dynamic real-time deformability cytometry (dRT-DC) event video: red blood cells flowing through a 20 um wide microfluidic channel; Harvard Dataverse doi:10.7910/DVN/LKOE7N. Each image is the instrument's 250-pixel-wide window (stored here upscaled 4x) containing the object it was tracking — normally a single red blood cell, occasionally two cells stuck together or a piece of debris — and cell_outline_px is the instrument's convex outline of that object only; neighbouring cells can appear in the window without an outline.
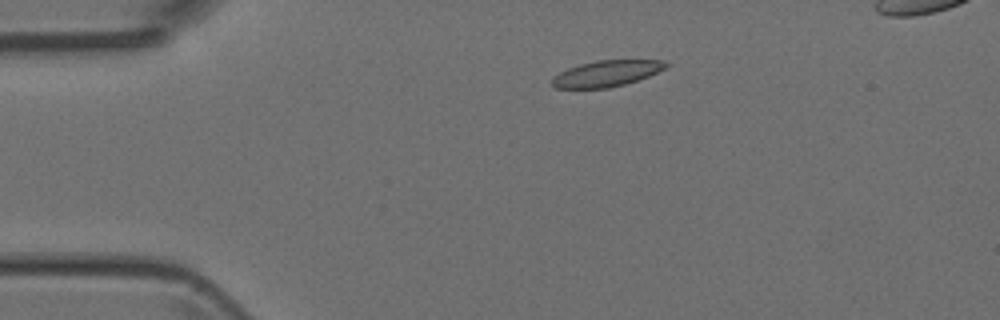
{"species": "Egyptian fruit bat (a non-hibernating species)", "species_latin": "Rousettus aegyptiacus", "temperature_condition": "room temperature", "stored_images_in_passage": 3, "segment_of_instrument_passage": [1, 2], "camera_frame_rate_fps": 3000, "um_per_image_px": 0.085, "animal": {"sex": "female"}, "frame": {"image": 1, "passage_image": 1, "time_ms": 0.0, "image_size_px": [1000, 320], "cell_outline_px": [[668, 64], [664, 68], [648, 76], [624, 84], [608, 88], [556, 88], [552, 84], [552, 80], [560, 72], [568, 68], [580, 64], [596, 60], [664, 60]], "centroid_in_image_um": [51.54, 6.24], "position_along_channel_um": 33.5, "area_um2": 16.99}}